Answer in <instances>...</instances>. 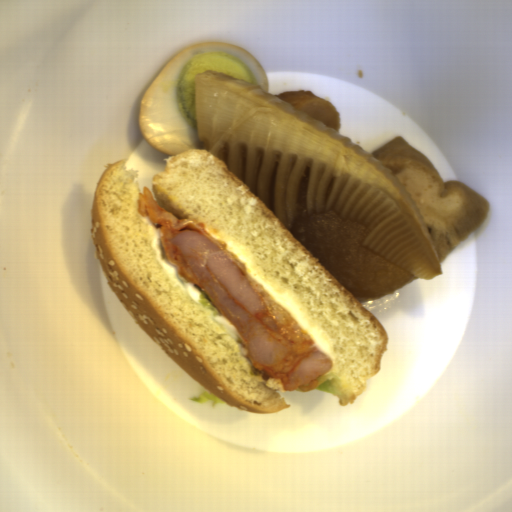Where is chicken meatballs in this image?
<instances>
[{"mask_svg": "<svg viewBox=\"0 0 512 512\" xmlns=\"http://www.w3.org/2000/svg\"><path fill=\"white\" fill-rule=\"evenodd\" d=\"M275 96L330 129L339 131L340 114L331 101L311 91H285Z\"/></svg>", "mask_w": 512, "mask_h": 512, "instance_id": "fd5e1221", "label": "chicken meatballs"}]
</instances>
